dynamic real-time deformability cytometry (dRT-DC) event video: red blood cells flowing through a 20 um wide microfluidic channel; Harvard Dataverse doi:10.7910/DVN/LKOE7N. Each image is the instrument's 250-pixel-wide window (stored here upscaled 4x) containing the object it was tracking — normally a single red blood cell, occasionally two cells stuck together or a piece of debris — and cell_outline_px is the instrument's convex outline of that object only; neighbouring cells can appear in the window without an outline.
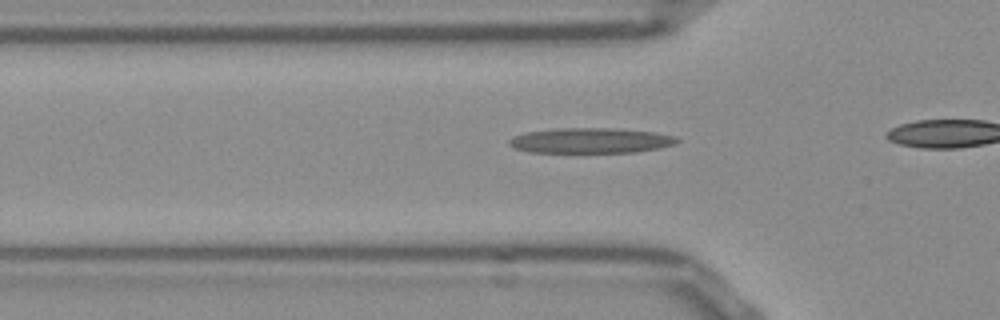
{"species": "Egyptian fruit bat (a non-hibernating species)", "species_latin": "Rousettus aegyptiacus", "temperature_condition": "room temperature", "stored_images_in_passage": 37, "camera_frame_rate_fps": 3000, "um_per_image_px": 0.085, "frame": {"image": 1, "passage_image": 13, "time_ms": 4.0, "image_size_px": [1000, 320], "cell_outline_px": [[680, 140], [676, 144], [660, 148], [632, 152], [528, 152], [516, 148], [508, 144], [508, 140], [512, 136], [524, 132], [556, 128], [612, 128], [652, 132], [672, 136]], "centroid_in_image_um": [50.15, 11.94], "position_along_channel_um": 75.7, "area_um2": 24.62}}
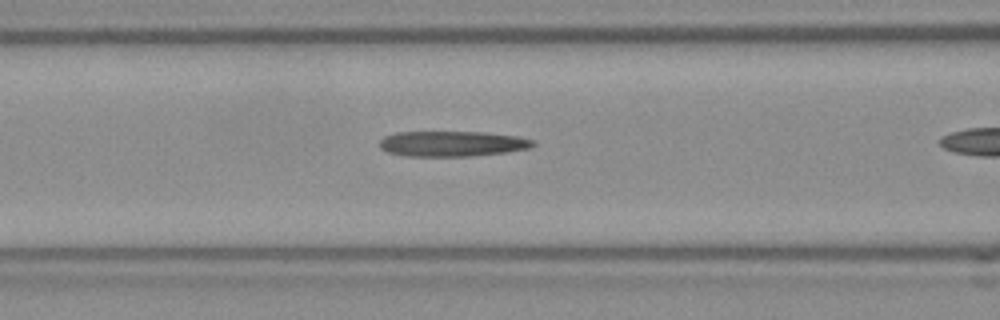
{"frame": {"image": 2, "passage_image": 17, "time_ms": 5.333, "image_size_px": [1000, 320], "cell_outline_px": [[536, 144], [528, 148], [504, 152], [468, 156], [408, 156], [388, 152], [380, 148], [380, 140], [384, 136], [396, 132], [484, 132], [516, 136], [536, 140]], "centroid_in_image_um": [38.42, 12.21], "position_along_channel_um": 128.2, "area_um2": 22.6}}
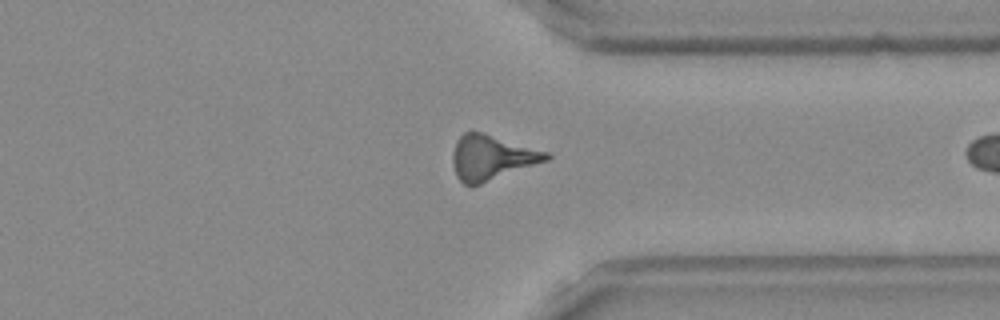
{"frame": {"image": 3, "passage_image": 36, "time_ms": 11.667, "image_size_px": [1000, 320], "cell_outline_px": [[552, 156], [548, 160], [480, 184], [464, 184], [456, 176], [452, 164], [452, 152], [456, 140], [464, 132], [484, 132], [548, 152]], "centroid_in_image_um": [41.77, 13.37], "position_along_channel_um": 369.6, "area_um2": 24.39}}